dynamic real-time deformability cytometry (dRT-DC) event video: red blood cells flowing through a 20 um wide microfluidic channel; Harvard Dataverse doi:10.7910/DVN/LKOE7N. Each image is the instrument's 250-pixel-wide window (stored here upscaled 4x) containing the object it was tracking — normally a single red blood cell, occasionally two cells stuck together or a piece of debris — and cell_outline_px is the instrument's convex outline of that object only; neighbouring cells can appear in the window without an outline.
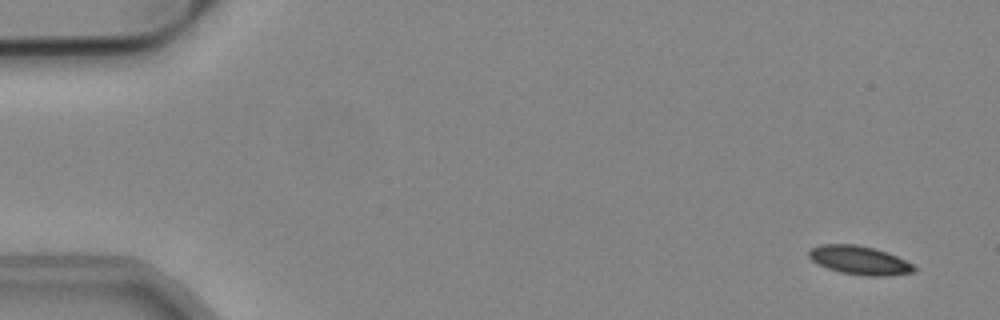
{"species": "common noctule bat (a hibernating species)", "species_latin": "Nyctalus noctula", "temperature_condition": "cold", "stored_images_in_passage": 17, "camera_frame_rate_fps": 3000, "um_per_image_px": 0.085, "animal": {"sex": "male", "body_mass_g": 19.2, "forearm_length_mm": 51.8}, "frame": {"image": 1, "passage_image": 3, "time_ms": 0.667, "image_size_px": [1000, 320], "cell_outline_px": [[916, 272], [888, 276], [864, 276], [840, 272], [816, 264], [808, 256], [808, 248], [820, 244], [856, 244], [872, 248], [896, 256], [912, 264], [916, 268]], "centroid_in_image_um": [73.01, 22.13], "position_along_channel_um": 12.0, "area_um2": 17.63}}